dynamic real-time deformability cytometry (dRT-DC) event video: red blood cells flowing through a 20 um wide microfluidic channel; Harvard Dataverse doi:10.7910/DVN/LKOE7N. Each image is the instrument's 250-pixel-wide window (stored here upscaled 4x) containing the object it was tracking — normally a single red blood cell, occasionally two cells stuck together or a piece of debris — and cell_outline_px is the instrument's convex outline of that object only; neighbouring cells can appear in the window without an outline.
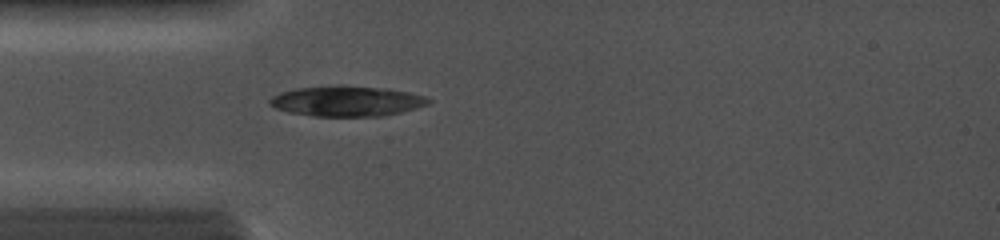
{"species": "common noctule bat (a hibernating species)", "species_latin": "Nyctalus noctula", "temperature_condition": "cold", "stored_images_in_passage": 54, "camera_frame_rate_fps": 5000, "um_per_image_px": 0.085, "animal": {"sex": "female", "body_mass_g": 19.0, "forearm_length_mm": 56.7}, "frame": {"image": 1, "passage_image": 3, "time_ms": 0.6, "image_size_px": [1000, 240], "cell_outline_px": [[432, 100], [428, 104], [416, 108], [384, 116], [312, 116], [288, 112], [276, 108], [268, 104], [268, 100], [272, 96], [280, 92], [296, 88], [336, 84], [344, 84], [388, 88], [428, 96]], "centroid_in_image_um": [29.47, 8.57], "position_along_channel_um": 55.5, "area_um2": 28.67}}
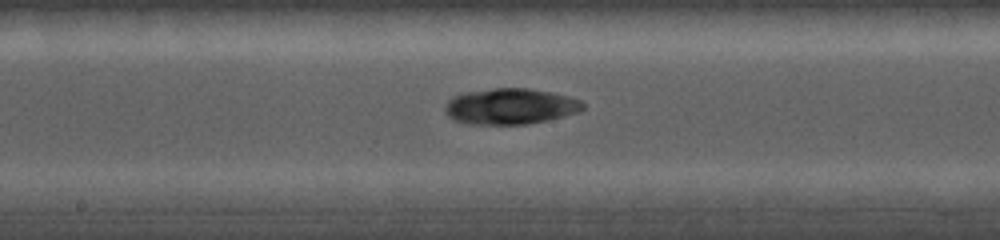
{"frame": {"image": 2, "passage_image": 24, "time_ms": 4.2, "image_size_px": [1000, 240], "cell_outline_px": [[584, 108], [580, 112], [548, 120], [528, 124], [468, 124], [452, 120], [448, 116], [444, 108], [448, 100], [452, 96], [464, 92], [492, 88], [528, 88], [552, 92], [568, 96], [580, 100], [584, 104]], "centroid_in_image_um": [43.36, 9.04], "position_along_channel_um": 204.8, "area_um2": 29.13}}
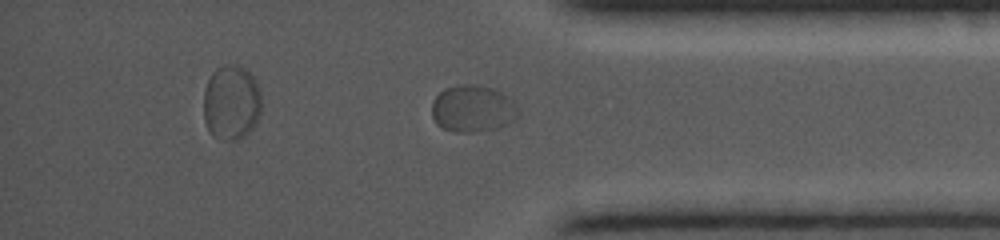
{"frame": {"image": 3, "passage_image": 45, "time_ms": 7.4, "image_size_px": [1000, 240], "cell_outline_px": [[520, 112], [508, 124], [496, 128], [472, 132], [456, 132], [440, 128], [436, 124], [432, 116], [432, 100], [444, 88], [460, 84], [472, 84], [492, 88], [508, 96], [520, 108]], "centroid_in_image_um": [40.16, 9.23], "position_along_channel_um": 395.0, "area_um2": 23.81}}